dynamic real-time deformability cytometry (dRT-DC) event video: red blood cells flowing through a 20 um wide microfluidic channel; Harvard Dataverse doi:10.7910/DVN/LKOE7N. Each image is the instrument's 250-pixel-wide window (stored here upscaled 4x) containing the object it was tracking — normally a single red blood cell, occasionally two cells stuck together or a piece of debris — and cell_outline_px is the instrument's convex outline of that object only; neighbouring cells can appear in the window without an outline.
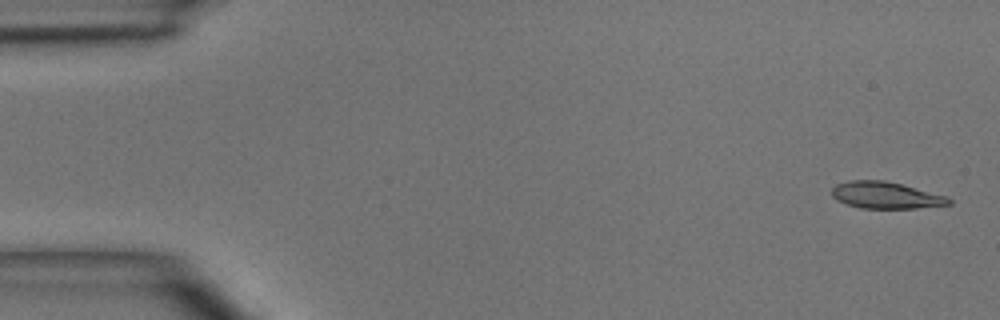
{"species": "common noctule bat (a hibernating species)", "species_latin": "Nyctalus noctula", "temperature_condition": "room temperature", "stored_images_in_passage": 4, "camera_frame_rate_fps": 3000, "um_per_image_px": 0.085, "animal": {"sex": "male", "body_mass_g": 15.6}, "frame": {"image": 1, "passage_image": 1, "time_ms": 0.0, "image_size_px": [1000, 320], "cell_outline_px": [[952, 204], [916, 208], [860, 208], [836, 200], [832, 196], [832, 188], [836, 184], [848, 180], [884, 180], [948, 196], [952, 200]], "centroid_in_image_um": [75.29, 16.59], "position_along_channel_um": 9.7, "area_um2": 18.21}}